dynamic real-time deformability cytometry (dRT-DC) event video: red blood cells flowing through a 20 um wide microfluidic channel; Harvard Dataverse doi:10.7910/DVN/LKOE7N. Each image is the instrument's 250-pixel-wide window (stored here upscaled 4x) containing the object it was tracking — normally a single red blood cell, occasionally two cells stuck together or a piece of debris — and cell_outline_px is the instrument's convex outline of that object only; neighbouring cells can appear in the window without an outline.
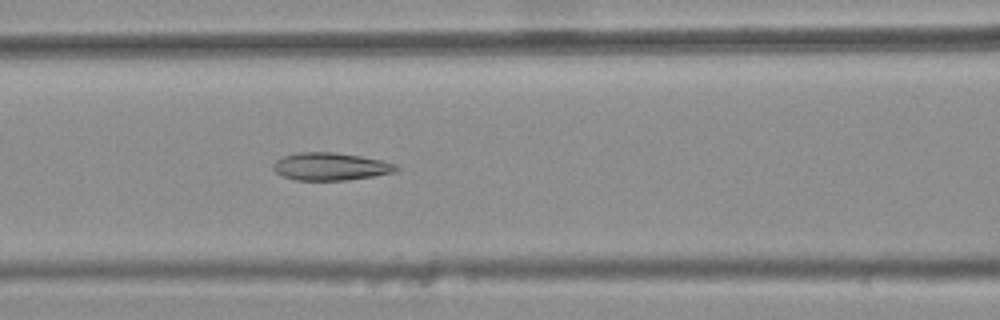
{"species": "common noctule bat (a hibernating species)", "species_latin": "Nyctalus noctula", "temperature_condition": "warm", "stored_images_in_passage": 44, "camera_frame_rate_fps": 3000, "um_per_image_px": 0.085, "animal": {"sex": "female", "body_mass_g": 25.1}, "frame": {"image": 1, "passage_image": 20, "time_ms": 6.333, "image_size_px": [1000, 320], "cell_outline_px": [[400, 168], [396, 172], [372, 176], [344, 180], [296, 180], [284, 176], [276, 172], [272, 168], [272, 164], [276, 160], [284, 156], [296, 152], [332, 152], [360, 156], [384, 160], [396, 164]], "centroid_in_image_um": [28.11, 14.14], "position_along_channel_um": 138.5, "area_um2": 19.83}}
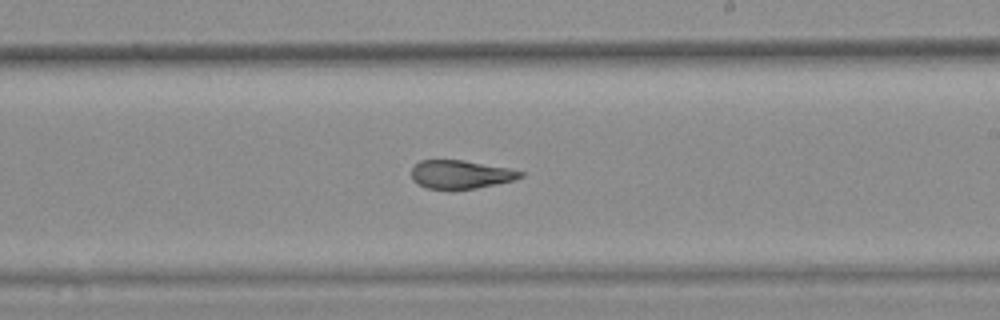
{"frame": {"image": 2, "passage_image": 29, "time_ms": 9.333, "image_size_px": [1000, 320], "cell_outline_px": [[524, 176], [516, 180], [476, 188], [452, 192], [448, 192], [428, 188], [412, 180], [412, 168], [420, 160], [464, 160], [508, 168], [524, 172]], "centroid_in_image_um": [39.16, 14.86], "position_along_channel_um": 249.8, "area_um2": 18.55}}
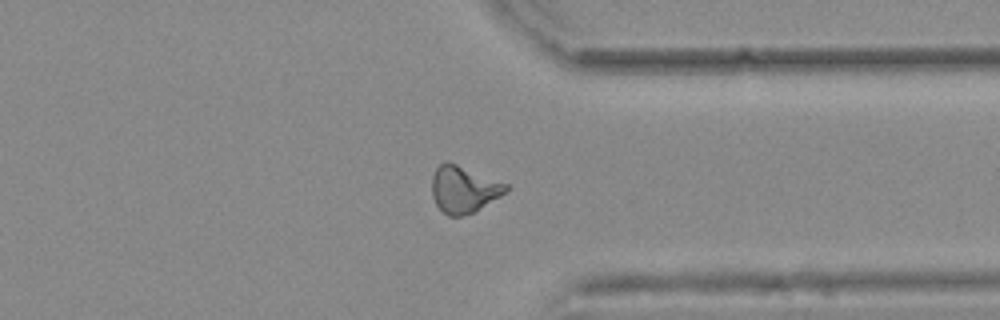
{"frame": {"image": 3, "passage_image": 39, "time_ms": 12.667, "image_size_px": [1000, 320], "cell_outline_px": [[508, 192], [472, 212], [460, 216], [448, 216], [436, 204], [432, 196], [432, 176], [436, 168], [444, 160], [448, 160], [508, 184]], "centroid_in_image_um": [39.4, 16.06], "position_along_channel_um": 372.0, "area_um2": 20.17}, "authors_computed_cell_mechanics": {"area_um2": 19.7387, "velocity_mm_per_s": 3.7212, "shape_relaxation_time_tau1_ms": null, "shape_relaxation_time_tau2_ms": 2.4048, "deformation_change_tau1": null, "deformation_change_tau2": 0.0975}}